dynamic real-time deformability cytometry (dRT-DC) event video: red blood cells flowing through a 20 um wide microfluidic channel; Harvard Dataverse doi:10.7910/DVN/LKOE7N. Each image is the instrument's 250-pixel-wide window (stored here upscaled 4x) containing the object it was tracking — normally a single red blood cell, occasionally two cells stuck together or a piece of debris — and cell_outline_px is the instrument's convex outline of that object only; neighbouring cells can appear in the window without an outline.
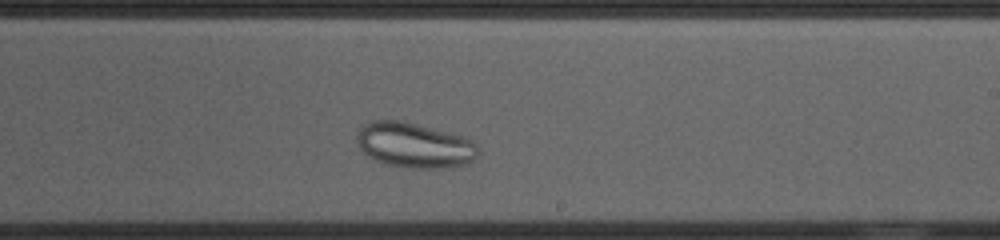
{"species": "common noctule bat (a hibernating species)", "species_latin": "Nyctalus noctula", "temperature_condition": "cold", "stored_images_in_passage": 27, "camera_frame_rate_fps": 3000, "um_per_image_px": 0.085, "animal": {"sex": "female", "body_mass_g": 23.0, "forearm_length_mm": 53.4}, "frame": {"image": 1, "passage_image": 16, "time_ms": 5.0, "image_size_px": [1000, 240], "cell_outline_px": [[480, 152], [472, 160], [464, 164], [440, 168], [408, 168], [388, 164], [376, 160], [368, 156], [360, 148], [356, 140], [356, 136], [360, 128], [364, 124], [372, 120], [400, 120], [464, 136], [472, 140], [476, 144]], "centroid_in_image_um": [35.21, 12.33], "position_along_channel_um": 253.8, "area_um2": 31.79}}